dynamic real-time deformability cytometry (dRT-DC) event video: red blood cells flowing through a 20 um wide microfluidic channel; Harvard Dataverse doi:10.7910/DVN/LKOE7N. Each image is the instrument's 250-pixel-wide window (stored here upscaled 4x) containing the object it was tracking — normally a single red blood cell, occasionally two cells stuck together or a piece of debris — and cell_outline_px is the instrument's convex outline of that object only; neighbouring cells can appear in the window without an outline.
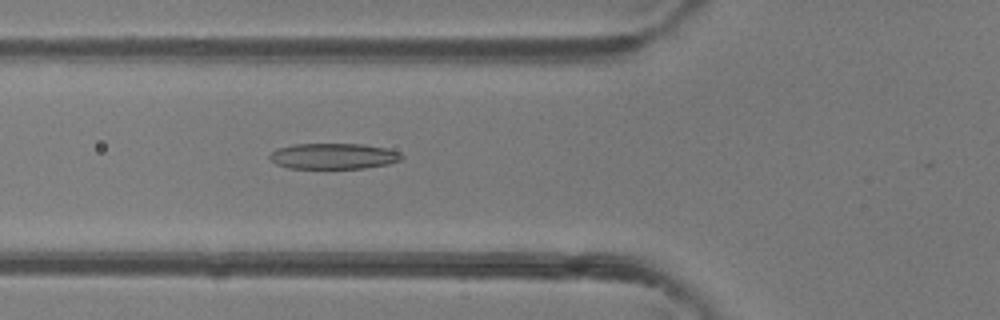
{"species": "common noctule bat (a hibernating species)", "species_latin": "Nyctalus noctula", "temperature_condition": "room temperature", "stored_images_in_passage": 38, "camera_frame_rate_fps": 3000, "um_per_image_px": 0.085, "animal": {"sex": "female"}, "frame": {"image": 1, "passage_image": 8, "time_ms": 2.333, "image_size_px": [1000, 320], "cell_outline_px": [[404, 156], [400, 160], [388, 164], [364, 168], [288, 168], [276, 164], [268, 156], [276, 148], [292, 144], [364, 144], [384, 148], [400, 152]], "centroid_in_image_um": [28.33, 13.27], "position_along_channel_um": 97.5, "area_um2": 19.83}}
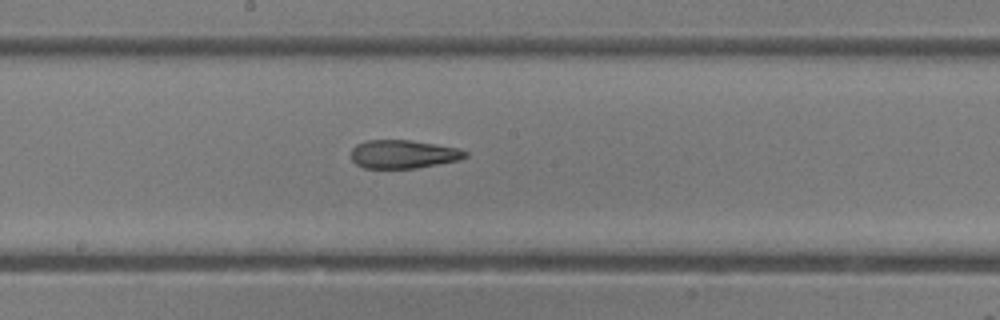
{"frame": {"image": 2, "passage_image": 16, "time_ms": 5.0, "image_size_px": [1000, 320], "cell_outline_px": [[468, 156], [460, 160], [416, 168], [364, 168], [356, 164], [352, 160], [352, 148], [356, 144], [368, 140], [412, 140], [460, 148], [468, 152]], "centroid_in_image_um": [34.31, 13.1], "position_along_channel_um": 213.9, "area_um2": 19.02}}
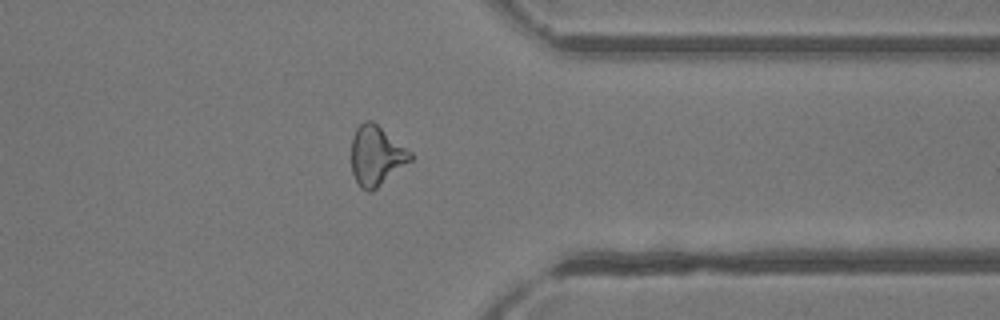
{"frame": {"image": 3, "passage_image": 28, "time_ms": 9.0, "image_size_px": [1000, 320], "cell_outline_px": [[412, 160], [372, 192], [368, 192], [360, 188], [352, 172], [352, 136], [356, 128], [360, 124], [368, 120], [372, 120], [412, 152]], "centroid_in_image_um": [31.99, 13.24], "position_along_channel_um": 379.4, "area_um2": 20.52}, "authors_computed_cell_mechanics": {"area_um2": 20.2589, "velocity_mm_per_s": 4.3373, "shape_relaxation_time_tau1_ms": null, "shape_relaxation_time_tau2_ms": 1.904, "deformation_change_tau1": null, "deformation_change_tau2": 0.1082}}